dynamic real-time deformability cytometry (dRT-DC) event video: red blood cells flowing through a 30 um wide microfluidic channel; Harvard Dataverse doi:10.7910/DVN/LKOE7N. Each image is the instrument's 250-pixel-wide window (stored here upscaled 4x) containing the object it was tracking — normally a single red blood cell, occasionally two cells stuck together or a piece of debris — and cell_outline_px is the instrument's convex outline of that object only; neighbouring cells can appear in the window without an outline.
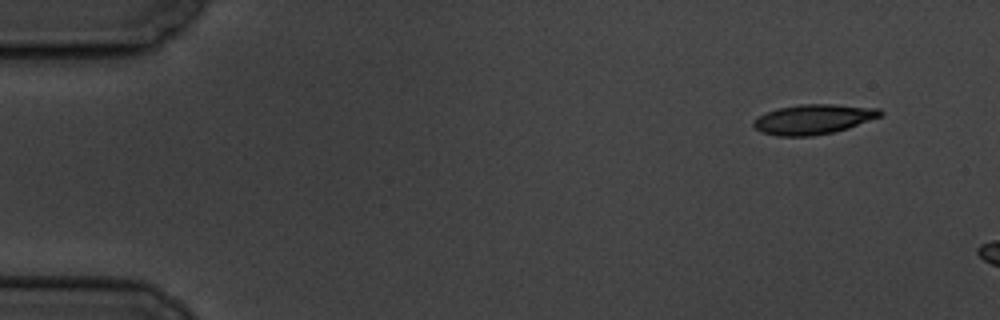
{"species": "common noctule bat (a hibernating species)", "species_latin": "Nyctalus noctula", "temperature_condition": "cold", "stored_images_in_passage": 5, "camera_frame_rate_fps": 3000, "um_per_image_px": 0.085, "animal": {"sex": "male", "body_mass_g": 19.5, "forearm_length_mm": 54.6}, "frame": {"image": 1, "passage_image": 1, "time_ms": 0.0, "image_size_px": [1000, 320], "cell_outline_px": [[884, 112], [880, 116], [848, 128], [832, 132], [812, 136], [776, 136], [760, 132], [752, 124], [752, 120], [768, 112], [780, 108], [800, 104], [836, 104], [880, 108]], "centroid_in_image_um": [69.14, 10.13], "position_along_channel_um": 15.9, "area_um2": 21.96}}